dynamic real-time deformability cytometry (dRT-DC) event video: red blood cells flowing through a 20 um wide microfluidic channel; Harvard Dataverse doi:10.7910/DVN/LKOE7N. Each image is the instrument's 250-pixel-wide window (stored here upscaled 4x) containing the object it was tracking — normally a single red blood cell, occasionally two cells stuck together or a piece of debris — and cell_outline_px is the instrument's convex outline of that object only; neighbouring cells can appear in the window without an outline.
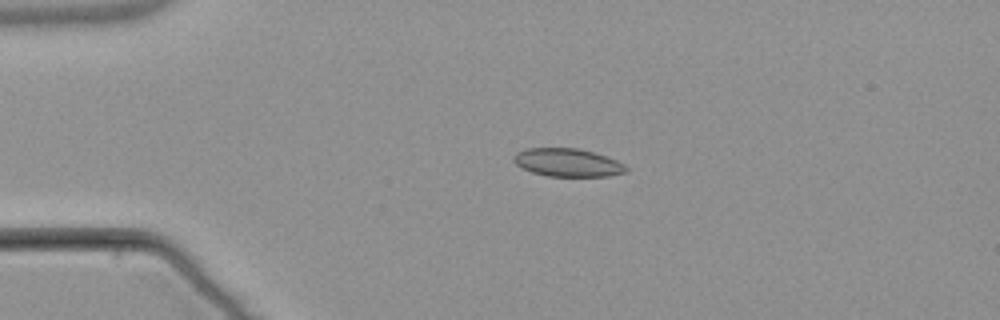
{"species": "common noctule bat (a hibernating species)", "species_latin": "Nyctalus noctula", "temperature_condition": "warm", "stored_images_in_passage": 4, "camera_frame_rate_fps": 3000, "um_per_image_px": 0.085, "animal": {"sex": "male", "body_mass_g": 21.5, "forearm_length_mm": 52.0}, "frame": {"image": 1, "passage_image": 3, "time_ms": 2.667, "image_size_px": [1000, 320], "cell_outline_px": [[628, 172], [608, 176], [548, 176], [532, 172], [516, 164], [512, 160], [512, 156], [516, 152], [524, 148], [580, 148], [616, 160], [624, 164], [628, 168]], "centroid_in_image_um": [48.23, 13.81], "position_along_channel_um": 36.8, "area_um2": 18.44}}